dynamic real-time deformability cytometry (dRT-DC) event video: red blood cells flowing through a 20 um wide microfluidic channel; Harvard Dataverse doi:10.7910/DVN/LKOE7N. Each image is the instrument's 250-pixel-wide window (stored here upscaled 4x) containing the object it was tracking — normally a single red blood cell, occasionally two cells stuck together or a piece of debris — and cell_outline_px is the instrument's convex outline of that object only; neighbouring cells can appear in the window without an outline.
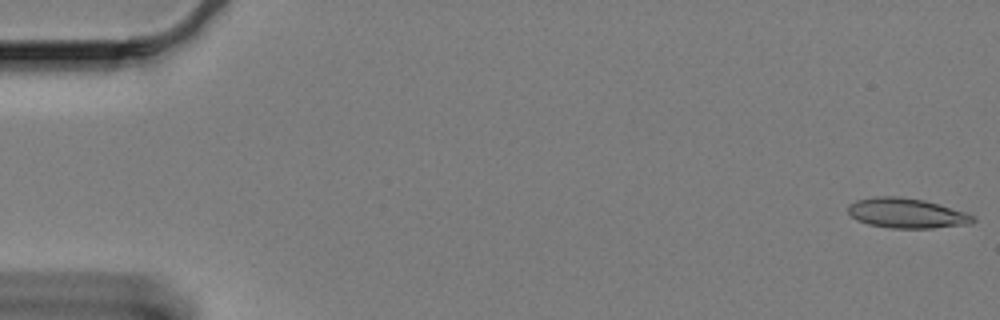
{"species": "Egyptian fruit bat (a non-hibernating species)", "species_latin": "Rousettus aegyptiacus", "temperature_condition": "cold", "stored_images_in_passage": 61, "camera_frame_rate_fps": 3000, "um_per_image_px": 0.085, "animal": {"sex": "female"}, "frame": {"image": 1, "passage_image": 1, "time_ms": 0.0, "image_size_px": [1000, 320], "cell_outline_px": [[976, 220], [972, 224], [932, 228], [892, 228], [868, 224], [856, 220], [848, 212], [848, 204], [856, 200], [876, 196], [896, 196], [924, 200], [940, 204], [976, 216]], "centroid_in_image_um": [77.08, 18.12], "position_along_channel_um": 7.9, "area_um2": 21.91}}
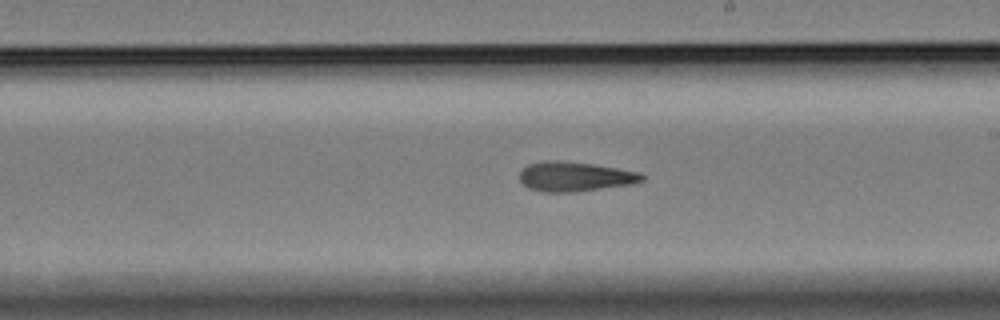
{"frame": {"image": 2, "passage_image": 35, "time_ms": 11.333, "image_size_px": [1000, 320], "cell_outline_px": [[644, 180], [632, 184], [576, 192], [544, 192], [528, 188], [520, 180], [520, 172], [528, 164], [552, 160], [556, 160], [596, 164], [640, 172], [644, 176]], "centroid_in_image_um": [48.89, 15.01], "position_along_channel_um": 240.1, "area_um2": 21.15}}
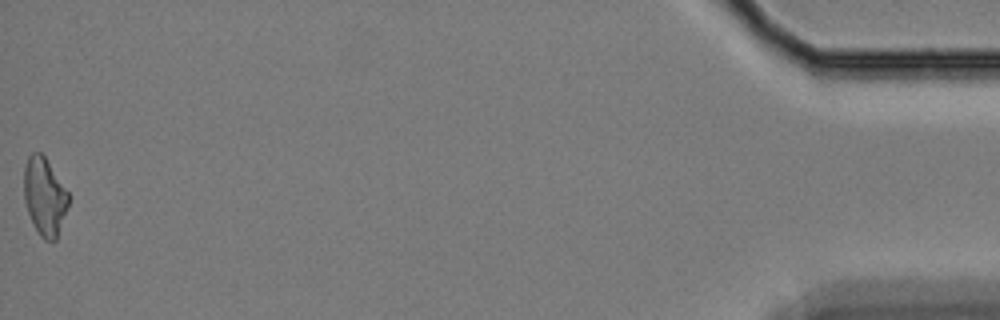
{"frame": {"image": 3, "passage_image": 61, "time_ms": 20.0, "image_size_px": [1000, 320], "cell_outline_px": [[68, 204], [56, 240], [44, 240], [40, 236], [28, 212], [24, 200], [24, 168], [28, 156], [32, 152], [40, 152], [44, 156], [68, 192]], "centroid_in_image_um": [3.77, 16.69], "position_along_channel_um": 431.4, "area_um2": 19.77}, "authors_computed_cell_mechanics": {"area_um2": 20.9814, "velocity_mm_per_s": 3.2799, "shape_relaxation_time_tau1_ms": null, "shape_relaxation_time_tau2_ms": 8.3487, "deformation_change_tau1": null, "deformation_change_tau2": 0.1772}}